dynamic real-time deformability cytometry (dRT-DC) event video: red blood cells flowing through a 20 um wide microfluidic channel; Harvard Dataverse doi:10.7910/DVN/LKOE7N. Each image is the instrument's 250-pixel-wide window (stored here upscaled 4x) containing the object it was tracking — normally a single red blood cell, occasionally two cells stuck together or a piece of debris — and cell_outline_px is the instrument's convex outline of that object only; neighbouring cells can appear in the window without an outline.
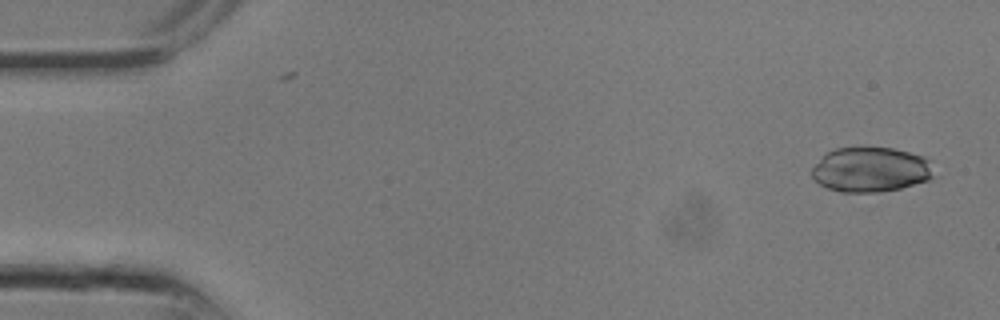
{"species": "common noctule bat (a hibernating species)", "species_latin": "Nyctalus noctula", "temperature_condition": "room temperature", "stored_images_in_passage": 14, "camera_frame_rate_fps": 3000, "um_per_image_px": 0.085, "animal": {"sex": "male", "body_mass_g": 13.3}, "frame": {"image": 1, "passage_image": 1, "time_ms": 0.0, "image_size_px": [1000, 320], "cell_outline_px": [[932, 176], [928, 180], [900, 188], [880, 192], [840, 192], [828, 188], [820, 184], [812, 176], [812, 168], [828, 152], [836, 148], [892, 148], [924, 156], [928, 160]], "centroid_in_image_um": [73.99, 14.43], "position_along_channel_um": 11.0, "area_um2": 31.33}}
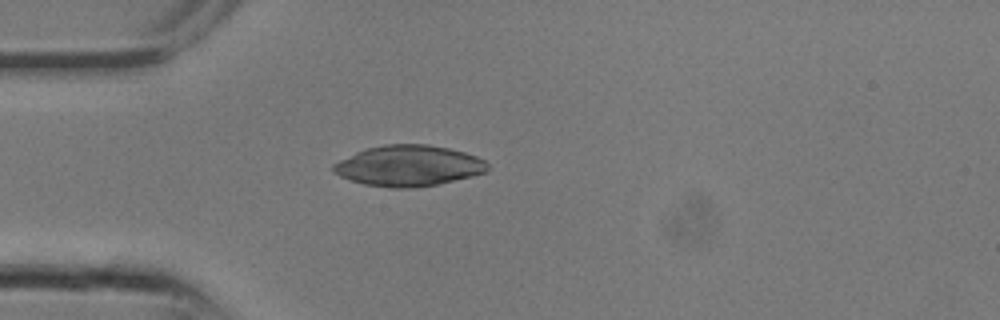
{"frame": {"image": 2, "passage_image": 7, "time_ms": 2.0, "image_size_px": [1000, 320], "cell_outline_px": [[488, 168], [484, 172], [472, 176], [436, 184], [412, 188], [388, 188], [364, 184], [340, 176], [332, 172], [332, 164], [356, 152], [368, 148], [384, 144], [428, 144], [448, 148], [464, 152], [476, 156], [484, 160], [488, 164]], "centroid_in_image_um": [34.71, 14.09], "position_along_channel_um": 50.3, "area_um2": 36.53}}
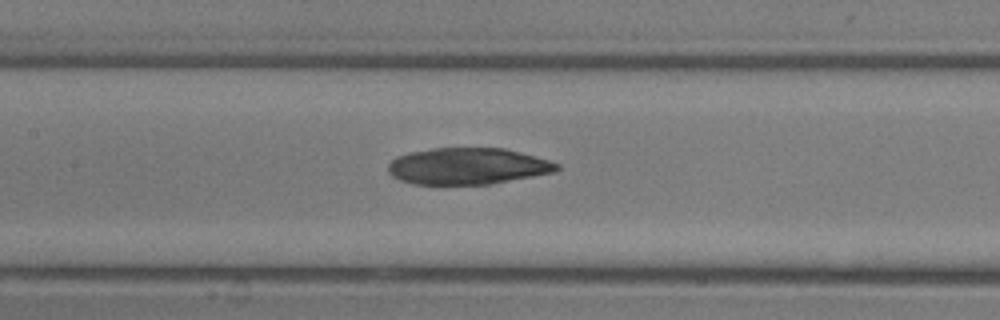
{"frame": {"image": 3, "passage_image": 12, "time_ms": 3.667, "image_size_px": [1000, 320], "cell_outline_px": [[560, 168], [556, 172], [492, 184], [412, 184], [400, 180], [392, 176], [388, 172], [388, 164], [396, 156], [408, 152], [432, 148], [504, 148], [520, 152], [548, 160], [560, 164]], "centroid_in_image_um": [39.75, 14.12], "position_along_channel_um": 167.7, "area_um2": 36.13}}